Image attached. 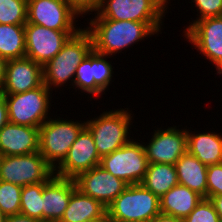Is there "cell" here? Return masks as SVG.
I'll use <instances>...</instances> for the list:
<instances>
[{"mask_svg": "<svg viewBox=\"0 0 222 222\" xmlns=\"http://www.w3.org/2000/svg\"><path fill=\"white\" fill-rule=\"evenodd\" d=\"M85 29L92 37L93 50L112 56L131 45L138 44L144 38L154 36L161 31L163 22H138L93 18Z\"/></svg>", "mask_w": 222, "mask_h": 222, "instance_id": "obj_1", "label": "cell"}, {"mask_svg": "<svg viewBox=\"0 0 222 222\" xmlns=\"http://www.w3.org/2000/svg\"><path fill=\"white\" fill-rule=\"evenodd\" d=\"M92 50V37L85 28H81L68 39L55 57L43 66V83L50 91L64 86L68 81L73 86L77 66Z\"/></svg>", "mask_w": 222, "mask_h": 222, "instance_id": "obj_2", "label": "cell"}, {"mask_svg": "<svg viewBox=\"0 0 222 222\" xmlns=\"http://www.w3.org/2000/svg\"><path fill=\"white\" fill-rule=\"evenodd\" d=\"M160 213V199L142 184L128 185L107 207L115 222H149Z\"/></svg>", "mask_w": 222, "mask_h": 222, "instance_id": "obj_3", "label": "cell"}, {"mask_svg": "<svg viewBox=\"0 0 222 222\" xmlns=\"http://www.w3.org/2000/svg\"><path fill=\"white\" fill-rule=\"evenodd\" d=\"M48 118L39 127V153L55 170L66 158L69 149L77 139L86 121Z\"/></svg>", "mask_w": 222, "mask_h": 222, "instance_id": "obj_4", "label": "cell"}, {"mask_svg": "<svg viewBox=\"0 0 222 222\" xmlns=\"http://www.w3.org/2000/svg\"><path fill=\"white\" fill-rule=\"evenodd\" d=\"M128 109L120 108L114 111L110 109V111H104L96 118L86 121V127L93 135L97 152L101 158L132 140L129 138L131 137L129 128L132 125L133 116Z\"/></svg>", "mask_w": 222, "mask_h": 222, "instance_id": "obj_5", "label": "cell"}, {"mask_svg": "<svg viewBox=\"0 0 222 222\" xmlns=\"http://www.w3.org/2000/svg\"><path fill=\"white\" fill-rule=\"evenodd\" d=\"M50 89L43 83L40 87L17 94H4L10 123L40 127L50 116ZM49 109V110H48Z\"/></svg>", "mask_w": 222, "mask_h": 222, "instance_id": "obj_6", "label": "cell"}, {"mask_svg": "<svg viewBox=\"0 0 222 222\" xmlns=\"http://www.w3.org/2000/svg\"><path fill=\"white\" fill-rule=\"evenodd\" d=\"M54 169L39 152L16 156H0V180L26 186L47 182Z\"/></svg>", "mask_w": 222, "mask_h": 222, "instance_id": "obj_7", "label": "cell"}, {"mask_svg": "<svg viewBox=\"0 0 222 222\" xmlns=\"http://www.w3.org/2000/svg\"><path fill=\"white\" fill-rule=\"evenodd\" d=\"M100 166L128 185L141 184L148 160L141 141L132 139L126 145L101 158Z\"/></svg>", "mask_w": 222, "mask_h": 222, "instance_id": "obj_8", "label": "cell"}, {"mask_svg": "<svg viewBox=\"0 0 222 222\" xmlns=\"http://www.w3.org/2000/svg\"><path fill=\"white\" fill-rule=\"evenodd\" d=\"M168 1L170 0H102L94 18L162 22Z\"/></svg>", "mask_w": 222, "mask_h": 222, "instance_id": "obj_9", "label": "cell"}, {"mask_svg": "<svg viewBox=\"0 0 222 222\" xmlns=\"http://www.w3.org/2000/svg\"><path fill=\"white\" fill-rule=\"evenodd\" d=\"M80 17L65 0H28L27 22L58 31H79Z\"/></svg>", "mask_w": 222, "mask_h": 222, "instance_id": "obj_10", "label": "cell"}, {"mask_svg": "<svg viewBox=\"0 0 222 222\" xmlns=\"http://www.w3.org/2000/svg\"><path fill=\"white\" fill-rule=\"evenodd\" d=\"M78 31H58L33 23L25 24V57L44 66Z\"/></svg>", "mask_w": 222, "mask_h": 222, "instance_id": "obj_11", "label": "cell"}, {"mask_svg": "<svg viewBox=\"0 0 222 222\" xmlns=\"http://www.w3.org/2000/svg\"><path fill=\"white\" fill-rule=\"evenodd\" d=\"M106 57L111 56L92 50L77 66L73 89L77 88L81 93L95 95L94 97L99 98L111 84L112 73H114L111 62L106 61Z\"/></svg>", "mask_w": 222, "mask_h": 222, "instance_id": "obj_12", "label": "cell"}, {"mask_svg": "<svg viewBox=\"0 0 222 222\" xmlns=\"http://www.w3.org/2000/svg\"><path fill=\"white\" fill-rule=\"evenodd\" d=\"M99 156L93 135L85 126L72 144L66 158L54 170V175L62 178L75 179L79 174L100 165Z\"/></svg>", "mask_w": 222, "mask_h": 222, "instance_id": "obj_13", "label": "cell"}, {"mask_svg": "<svg viewBox=\"0 0 222 222\" xmlns=\"http://www.w3.org/2000/svg\"><path fill=\"white\" fill-rule=\"evenodd\" d=\"M148 144L143 142L148 163H165L174 165L187 151L186 129L177 126L154 130Z\"/></svg>", "mask_w": 222, "mask_h": 222, "instance_id": "obj_14", "label": "cell"}, {"mask_svg": "<svg viewBox=\"0 0 222 222\" xmlns=\"http://www.w3.org/2000/svg\"><path fill=\"white\" fill-rule=\"evenodd\" d=\"M183 33L215 67L222 62V16L197 20Z\"/></svg>", "mask_w": 222, "mask_h": 222, "instance_id": "obj_15", "label": "cell"}, {"mask_svg": "<svg viewBox=\"0 0 222 222\" xmlns=\"http://www.w3.org/2000/svg\"><path fill=\"white\" fill-rule=\"evenodd\" d=\"M74 181L78 190L101 202L106 208L128 186L100 165L79 174Z\"/></svg>", "mask_w": 222, "mask_h": 222, "instance_id": "obj_16", "label": "cell"}, {"mask_svg": "<svg viewBox=\"0 0 222 222\" xmlns=\"http://www.w3.org/2000/svg\"><path fill=\"white\" fill-rule=\"evenodd\" d=\"M43 84V66L28 57L7 61L2 94H17L40 87Z\"/></svg>", "mask_w": 222, "mask_h": 222, "instance_id": "obj_17", "label": "cell"}, {"mask_svg": "<svg viewBox=\"0 0 222 222\" xmlns=\"http://www.w3.org/2000/svg\"><path fill=\"white\" fill-rule=\"evenodd\" d=\"M39 128L8 122L0 129V156L39 152Z\"/></svg>", "mask_w": 222, "mask_h": 222, "instance_id": "obj_18", "label": "cell"}, {"mask_svg": "<svg viewBox=\"0 0 222 222\" xmlns=\"http://www.w3.org/2000/svg\"><path fill=\"white\" fill-rule=\"evenodd\" d=\"M76 184L74 179L53 175L43 188V221L59 222Z\"/></svg>", "mask_w": 222, "mask_h": 222, "instance_id": "obj_19", "label": "cell"}, {"mask_svg": "<svg viewBox=\"0 0 222 222\" xmlns=\"http://www.w3.org/2000/svg\"><path fill=\"white\" fill-rule=\"evenodd\" d=\"M192 132L186 129L187 151L206 166L222 163V134Z\"/></svg>", "mask_w": 222, "mask_h": 222, "instance_id": "obj_20", "label": "cell"}, {"mask_svg": "<svg viewBox=\"0 0 222 222\" xmlns=\"http://www.w3.org/2000/svg\"><path fill=\"white\" fill-rule=\"evenodd\" d=\"M178 183L207 198V167L186 151L174 164Z\"/></svg>", "mask_w": 222, "mask_h": 222, "instance_id": "obj_21", "label": "cell"}, {"mask_svg": "<svg viewBox=\"0 0 222 222\" xmlns=\"http://www.w3.org/2000/svg\"><path fill=\"white\" fill-rule=\"evenodd\" d=\"M202 199L197 192L178 183L160 198V212L184 219Z\"/></svg>", "mask_w": 222, "mask_h": 222, "instance_id": "obj_22", "label": "cell"}, {"mask_svg": "<svg viewBox=\"0 0 222 222\" xmlns=\"http://www.w3.org/2000/svg\"><path fill=\"white\" fill-rule=\"evenodd\" d=\"M106 213L107 208L101 202L75 188L59 222H83L101 218Z\"/></svg>", "mask_w": 222, "mask_h": 222, "instance_id": "obj_23", "label": "cell"}, {"mask_svg": "<svg viewBox=\"0 0 222 222\" xmlns=\"http://www.w3.org/2000/svg\"><path fill=\"white\" fill-rule=\"evenodd\" d=\"M141 184L160 199L178 184L175 166L165 163H148Z\"/></svg>", "mask_w": 222, "mask_h": 222, "instance_id": "obj_24", "label": "cell"}, {"mask_svg": "<svg viewBox=\"0 0 222 222\" xmlns=\"http://www.w3.org/2000/svg\"><path fill=\"white\" fill-rule=\"evenodd\" d=\"M25 54V25L0 24V57L8 61Z\"/></svg>", "mask_w": 222, "mask_h": 222, "instance_id": "obj_25", "label": "cell"}, {"mask_svg": "<svg viewBox=\"0 0 222 222\" xmlns=\"http://www.w3.org/2000/svg\"><path fill=\"white\" fill-rule=\"evenodd\" d=\"M44 182L26 185L21 190L20 213L43 222Z\"/></svg>", "mask_w": 222, "mask_h": 222, "instance_id": "obj_26", "label": "cell"}, {"mask_svg": "<svg viewBox=\"0 0 222 222\" xmlns=\"http://www.w3.org/2000/svg\"><path fill=\"white\" fill-rule=\"evenodd\" d=\"M28 0H0V24L25 25Z\"/></svg>", "mask_w": 222, "mask_h": 222, "instance_id": "obj_27", "label": "cell"}, {"mask_svg": "<svg viewBox=\"0 0 222 222\" xmlns=\"http://www.w3.org/2000/svg\"><path fill=\"white\" fill-rule=\"evenodd\" d=\"M22 186L0 180V210L6 215L20 213Z\"/></svg>", "mask_w": 222, "mask_h": 222, "instance_id": "obj_28", "label": "cell"}, {"mask_svg": "<svg viewBox=\"0 0 222 222\" xmlns=\"http://www.w3.org/2000/svg\"><path fill=\"white\" fill-rule=\"evenodd\" d=\"M183 222H220V217L212 201L208 198H203L196 208L183 219Z\"/></svg>", "mask_w": 222, "mask_h": 222, "instance_id": "obj_29", "label": "cell"}, {"mask_svg": "<svg viewBox=\"0 0 222 222\" xmlns=\"http://www.w3.org/2000/svg\"><path fill=\"white\" fill-rule=\"evenodd\" d=\"M195 3L196 10L199 12L198 18L187 26L184 32L197 20L222 16V0H192Z\"/></svg>", "mask_w": 222, "mask_h": 222, "instance_id": "obj_30", "label": "cell"}, {"mask_svg": "<svg viewBox=\"0 0 222 222\" xmlns=\"http://www.w3.org/2000/svg\"><path fill=\"white\" fill-rule=\"evenodd\" d=\"M222 195V163L207 167V198Z\"/></svg>", "mask_w": 222, "mask_h": 222, "instance_id": "obj_31", "label": "cell"}, {"mask_svg": "<svg viewBox=\"0 0 222 222\" xmlns=\"http://www.w3.org/2000/svg\"><path fill=\"white\" fill-rule=\"evenodd\" d=\"M71 8L79 15H87L96 12L101 6L102 0H65Z\"/></svg>", "mask_w": 222, "mask_h": 222, "instance_id": "obj_32", "label": "cell"}, {"mask_svg": "<svg viewBox=\"0 0 222 222\" xmlns=\"http://www.w3.org/2000/svg\"><path fill=\"white\" fill-rule=\"evenodd\" d=\"M9 122L4 94L0 93V129Z\"/></svg>", "mask_w": 222, "mask_h": 222, "instance_id": "obj_33", "label": "cell"}, {"mask_svg": "<svg viewBox=\"0 0 222 222\" xmlns=\"http://www.w3.org/2000/svg\"><path fill=\"white\" fill-rule=\"evenodd\" d=\"M6 222H42V221L19 213L16 215L7 216Z\"/></svg>", "mask_w": 222, "mask_h": 222, "instance_id": "obj_34", "label": "cell"}, {"mask_svg": "<svg viewBox=\"0 0 222 222\" xmlns=\"http://www.w3.org/2000/svg\"><path fill=\"white\" fill-rule=\"evenodd\" d=\"M149 222H183V219L160 212Z\"/></svg>", "mask_w": 222, "mask_h": 222, "instance_id": "obj_35", "label": "cell"}, {"mask_svg": "<svg viewBox=\"0 0 222 222\" xmlns=\"http://www.w3.org/2000/svg\"><path fill=\"white\" fill-rule=\"evenodd\" d=\"M212 201L218 216L220 217V222H222V195L213 196L210 198Z\"/></svg>", "mask_w": 222, "mask_h": 222, "instance_id": "obj_36", "label": "cell"}, {"mask_svg": "<svg viewBox=\"0 0 222 222\" xmlns=\"http://www.w3.org/2000/svg\"><path fill=\"white\" fill-rule=\"evenodd\" d=\"M7 60L0 57V89L5 79Z\"/></svg>", "mask_w": 222, "mask_h": 222, "instance_id": "obj_37", "label": "cell"}, {"mask_svg": "<svg viewBox=\"0 0 222 222\" xmlns=\"http://www.w3.org/2000/svg\"><path fill=\"white\" fill-rule=\"evenodd\" d=\"M109 218L107 216V213L101 217V218H96V219H93V220H86V221H83V222H108Z\"/></svg>", "mask_w": 222, "mask_h": 222, "instance_id": "obj_38", "label": "cell"}, {"mask_svg": "<svg viewBox=\"0 0 222 222\" xmlns=\"http://www.w3.org/2000/svg\"><path fill=\"white\" fill-rule=\"evenodd\" d=\"M217 74L222 75V62H220L216 67Z\"/></svg>", "mask_w": 222, "mask_h": 222, "instance_id": "obj_39", "label": "cell"}, {"mask_svg": "<svg viewBox=\"0 0 222 222\" xmlns=\"http://www.w3.org/2000/svg\"><path fill=\"white\" fill-rule=\"evenodd\" d=\"M7 216L0 210V222H6Z\"/></svg>", "mask_w": 222, "mask_h": 222, "instance_id": "obj_40", "label": "cell"}]
</instances>
